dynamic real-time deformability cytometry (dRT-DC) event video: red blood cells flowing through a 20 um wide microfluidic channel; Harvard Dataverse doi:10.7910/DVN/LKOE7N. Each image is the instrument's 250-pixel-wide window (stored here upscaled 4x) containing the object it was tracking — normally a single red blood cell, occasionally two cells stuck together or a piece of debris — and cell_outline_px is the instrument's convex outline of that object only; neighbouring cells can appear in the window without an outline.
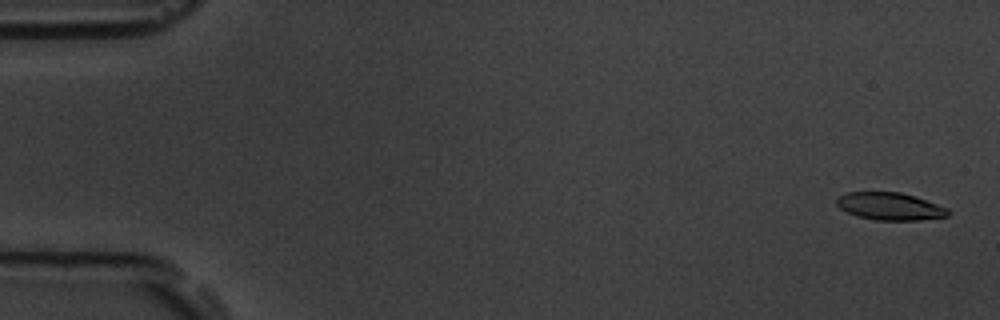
{"species": "common noctule bat (a hibernating species)", "species_latin": "Nyctalus noctula", "temperature_condition": "room temperature", "stored_images_in_passage": 56, "camera_frame_rate_fps": 3000, "um_per_image_px": 0.085, "animal": {"sex": "male", "body_mass_g": 19.5, "forearm_length_mm": 54.6}, "frame": {"image": 1, "passage_image": 1, "time_ms": 0.0, "image_size_px": [1000, 320], "cell_outline_px": [[952, 212], [948, 216], [920, 220], [876, 220], [856, 216], [840, 208], [836, 204], [836, 200], [840, 196], [848, 192], [900, 192], [948, 208]], "centroid_in_image_um": [75.65, 17.55], "position_along_channel_um": 9.4, "area_um2": 17.69}}
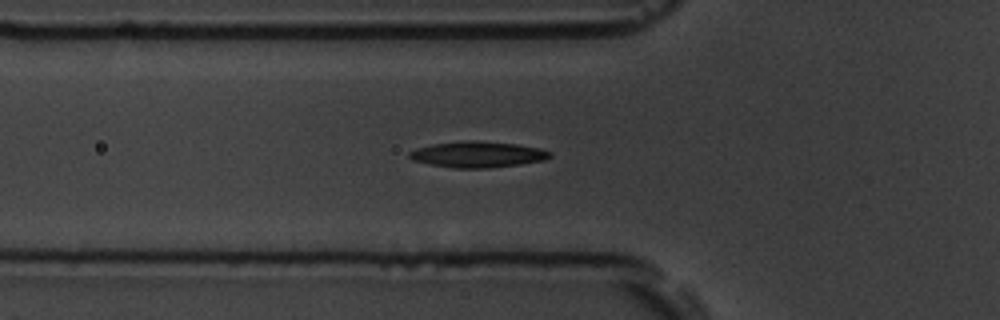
{"frame": {"image": 2, "passage_image": 19, "time_ms": 6.0, "image_size_px": [1000, 320], "cell_outline_px": [[552, 156], [544, 160], [520, 164], [488, 168], [456, 168], [432, 164], [412, 160], [408, 156], [408, 152], [416, 148], [432, 144], [468, 140], [476, 140], [516, 144], [540, 148], [552, 152]], "centroid_in_image_um": [40.61, 13.12], "position_along_channel_um": 85.2, "area_um2": 21.27}}
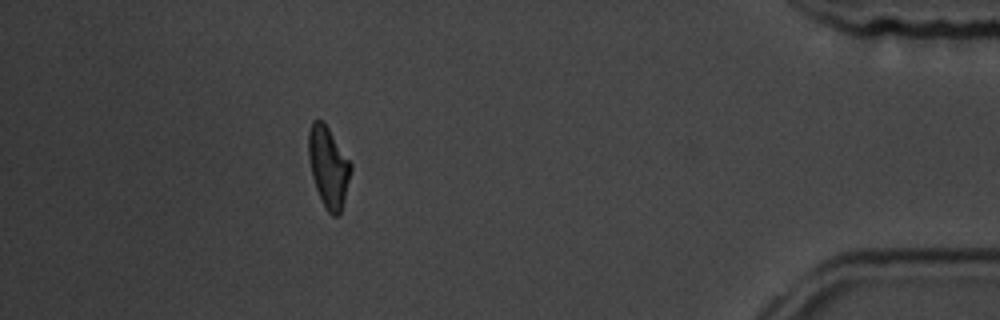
{"frame": {"image": 3, "passage_image": 50, "time_ms": 16.333, "image_size_px": [1000, 320], "cell_outline_px": [[352, 168], [340, 216], [332, 216], [324, 208], [316, 188], [312, 176], [308, 156], [308, 132], [312, 120], [320, 120], [328, 128], [352, 164]], "centroid_in_image_um": [27.91, 14.22], "position_along_channel_um": 407.3, "area_um2": 19.83}, "authors_computed_cell_mechanics": {"area_um2": 20.2589, "velocity_mm_per_s": 3.6122, "shape_relaxation_time_tau1_ms": 5.226, "shape_relaxation_time_tau2_ms": 3.9202, "deformation_change_tau1": 0.1842, "deformation_change_tau2": 0.122}}